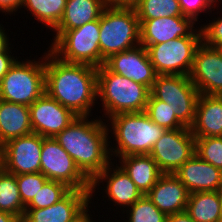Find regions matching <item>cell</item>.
<instances>
[{"label": "cell", "instance_id": "cell-13", "mask_svg": "<svg viewBox=\"0 0 222 222\" xmlns=\"http://www.w3.org/2000/svg\"><path fill=\"white\" fill-rule=\"evenodd\" d=\"M90 190L71 189L57 203L46 208H25L21 222H75L91 204Z\"/></svg>", "mask_w": 222, "mask_h": 222}, {"label": "cell", "instance_id": "cell-27", "mask_svg": "<svg viewBox=\"0 0 222 222\" xmlns=\"http://www.w3.org/2000/svg\"><path fill=\"white\" fill-rule=\"evenodd\" d=\"M0 211L11 213L21 221L25 215L16 175L8 173L0 166Z\"/></svg>", "mask_w": 222, "mask_h": 222}, {"label": "cell", "instance_id": "cell-30", "mask_svg": "<svg viewBox=\"0 0 222 222\" xmlns=\"http://www.w3.org/2000/svg\"><path fill=\"white\" fill-rule=\"evenodd\" d=\"M128 222H166L167 215L160 211L147 197L143 195L139 200L127 208Z\"/></svg>", "mask_w": 222, "mask_h": 222}, {"label": "cell", "instance_id": "cell-43", "mask_svg": "<svg viewBox=\"0 0 222 222\" xmlns=\"http://www.w3.org/2000/svg\"><path fill=\"white\" fill-rule=\"evenodd\" d=\"M220 197H221V208H220V219H219V222H222V189L220 190Z\"/></svg>", "mask_w": 222, "mask_h": 222}, {"label": "cell", "instance_id": "cell-2", "mask_svg": "<svg viewBox=\"0 0 222 222\" xmlns=\"http://www.w3.org/2000/svg\"><path fill=\"white\" fill-rule=\"evenodd\" d=\"M88 118L90 116H77L55 139L80 171L92 181L113 159L109 151L111 137L108 126L102 121L105 119L99 116L89 121Z\"/></svg>", "mask_w": 222, "mask_h": 222}, {"label": "cell", "instance_id": "cell-21", "mask_svg": "<svg viewBox=\"0 0 222 222\" xmlns=\"http://www.w3.org/2000/svg\"><path fill=\"white\" fill-rule=\"evenodd\" d=\"M190 130L195 138L222 136V95L200 94Z\"/></svg>", "mask_w": 222, "mask_h": 222}, {"label": "cell", "instance_id": "cell-38", "mask_svg": "<svg viewBox=\"0 0 222 222\" xmlns=\"http://www.w3.org/2000/svg\"><path fill=\"white\" fill-rule=\"evenodd\" d=\"M108 7L134 8L140 0H104Z\"/></svg>", "mask_w": 222, "mask_h": 222}, {"label": "cell", "instance_id": "cell-42", "mask_svg": "<svg viewBox=\"0 0 222 222\" xmlns=\"http://www.w3.org/2000/svg\"><path fill=\"white\" fill-rule=\"evenodd\" d=\"M88 212L91 211H86L81 217H79L75 222H95L92 217H90L91 214ZM92 219V220H91Z\"/></svg>", "mask_w": 222, "mask_h": 222}, {"label": "cell", "instance_id": "cell-25", "mask_svg": "<svg viewBox=\"0 0 222 222\" xmlns=\"http://www.w3.org/2000/svg\"><path fill=\"white\" fill-rule=\"evenodd\" d=\"M221 208L220 191L189 194L186 212L195 222H219Z\"/></svg>", "mask_w": 222, "mask_h": 222}, {"label": "cell", "instance_id": "cell-34", "mask_svg": "<svg viewBox=\"0 0 222 222\" xmlns=\"http://www.w3.org/2000/svg\"><path fill=\"white\" fill-rule=\"evenodd\" d=\"M182 10V14L187 17H191L195 22H198L199 15L201 13H210L212 9L216 8L215 4L222 0H178ZM209 10V11H208Z\"/></svg>", "mask_w": 222, "mask_h": 222}, {"label": "cell", "instance_id": "cell-36", "mask_svg": "<svg viewBox=\"0 0 222 222\" xmlns=\"http://www.w3.org/2000/svg\"><path fill=\"white\" fill-rule=\"evenodd\" d=\"M10 53L12 54L10 47H8L4 52H0V81L18 59L17 56L15 59V56Z\"/></svg>", "mask_w": 222, "mask_h": 222}, {"label": "cell", "instance_id": "cell-39", "mask_svg": "<svg viewBox=\"0 0 222 222\" xmlns=\"http://www.w3.org/2000/svg\"><path fill=\"white\" fill-rule=\"evenodd\" d=\"M166 222H195L186 212L167 215Z\"/></svg>", "mask_w": 222, "mask_h": 222}, {"label": "cell", "instance_id": "cell-22", "mask_svg": "<svg viewBox=\"0 0 222 222\" xmlns=\"http://www.w3.org/2000/svg\"><path fill=\"white\" fill-rule=\"evenodd\" d=\"M31 133L29 106L0 99V147L11 139Z\"/></svg>", "mask_w": 222, "mask_h": 222}, {"label": "cell", "instance_id": "cell-10", "mask_svg": "<svg viewBox=\"0 0 222 222\" xmlns=\"http://www.w3.org/2000/svg\"><path fill=\"white\" fill-rule=\"evenodd\" d=\"M40 172L48 180L63 182L71 189H91V181L55 138L43 137Z\"/></svg>", "mask_w": 222, "mask_h": 222}, {"label": "cell", "instance_id": "cell-1", "mask_svg": "<svg viewBox=\"0 0 222 222\" xmlns=\"http://www.w3.org/2000/svg\"><path fill=\"white\" fill-rule=\"evenodd\" d=\"M46 93L77 116H92L97 101V68L60 60L45 52Z\"/></svg>", "mask_w": 222, "mask_h": 222}, {"label": "cell", "instance_id": "cell-5", "mask_svg": "<svg viewBox=\"0 0 222 222\" xmlns=\"http://www.w3.org/2000/svg\"><path fill=\"white\" fill-rule=\"evenodd\" d=\"M99 26L101 66L110 56L140 44V23L134 8L106 6Z\"/></svg>", "mask_w": 222, "mask_h": 222}, {"label": "cell", "instance_id": "cell-17", "mask_svg": "<svg viewBox=\"0 0 222 222\" xmlns=\"http://www.w3.org/2000/svg\"><path fill=\"white\" fill-rule=\"evenodd\" d=\"M103 181L106 183V187ZM100 183H103L102 185L104 186V189L101 190H105L106 197H108L109 201L114 202L116 207L120 205V208L122 206L123 209H127L143 196L124 170L118 164L114 166L112 161L91 181V201L93 193Z\"/></svg>", "mask_w": 222, "mask_h": 222}, {"label": "cell", "instance_id": "cell-33", "mask_svg": "<svg viewBox=\"0 0 222 222\" xmlns=\"http://www.w3.org/2000/svg\"><path fill=\"white\" fill-rule=\"evenodd\" d=\"M16 181L23 205L26 207L48 179L41 172H37L16 175Z\"/></svg>", "mask_w": 222, "mask_h": 222}, {"label": "cell", "instance_id": "cell-20", "mask_svg": "<svg viewBox=\"0 0 222 222\" xmlns=\"http://www.w3.org/2000/svg\"><path fill=\"white\" fill-rule=\"evenodd\" d=\"M189 192L174 174H163L146 194L166 215L186 211Z\"/></svg>", "mask_w": 222, "mask_h": 222}, {"label": "cell", "instance_id": "cell-24", "mask_svg": "<svg viewBox=\"0 0 222 222\" xmlns=\"http://www.w3.org/2000/svg\"><path fill=\"white\" fill-rule=\"evenodd\" d=\"M104 0H67L64 14L54 30H72L100 18Z\"/></svg>", "mask_w": 222, "mask_h": 222}, {"label": "cell", "instance_id": "cell-41", "mask_svg": "<svg viewBox=\"0 0 222 222\" xmlns=\"http://www.w3.org/2000/svg\"><path fill=\"white\" fill-rule=\"evenodd\" d=\"M0 222H21V220L11 213L0 211Z\"/></svg>", "mask_w": 222, "mask_h": 222}, {"label": "cell", "instance_id": "cell-37", "mask_svg": "<svg viewBox=\"0 0 222 222\" xmlns=\"http://www.w3.org/2000/svg\"><path fill=\"white\" fill-rule=\"evenodd\" d=\"M23 0H0V11L6 14H13L20 10ZM7 12V13H6Z\"/></svg>", "mask_w": 222, "mask_h": 222}, {"label": "cell", "instance_id": "cell-23", "mask_svg": "<svg viewBox=\"0 0 222 222\" xmlns=\"http://www.w3.org/2000/svg\"><path fill=\"white\" fill-rule=\"evenodd\" d=\"M118 162L142 195H146L163 175L149 154L128 155L119 158Z\"/></svg>", "mask_w": 222, "mask_h": 222}, {"label": "cell", "instance_id": "cell-31", "mask_svg": "<svg viewBox=\"0 0 222 222\" xmlns=\"http://www.w3.org/2000/svg\"><path fill=\"white\" fill-rule=\"evenodd\" d=\"M71 190L65 183L48 180L25 208H46L62 199Z\"/></svg>", "mask_w": 222, "mask_h": 222}, {"label": "cell", "instance_id": "cell-29", "mask_svg": "<svg viewBox=\"0 0 222 222\" xmlns=\"http://www.w3.org/2000/svg\"><path fill=\"white\" fill-rule=\"evenodd\" d=\"M149 118L157 125L166 130L184 128L185 126L176 118L170 105L164 101L157 100L151 94L149 95L146 109L144 111Z\"/></svg>", "mask_w": 222, "mask_h": 222}, {"label": "cell", "instance_id": "cell-7", "mask_svg": "<svg viewBox=\"0 0 222 222\" xmlns=\"http://www.w3.org/2000/svg\"><path fill=\"white\" fill-rule=\"evenodd\" d=\"M39 58L15 61L0 81L1 100L30 106L45 93V55Z\"/></svg>", "mask_w": 222, "mask_h": 222}, {"label": "cell", "instance_id": "cell-18", "mask_svg": "<svg viewBox=\"0 0 222 222\" xmlns=\"http://www.w3.org/2000/svg\"><path fill=\"white\" fill-rule=\"evenodd\" d=\"M140 44L146 49L150 45L170 42L173 39L189 36L196 22L187 16L162 17L151 20H139Z\"/></svg>", "mask_w": 222, "mask_h": 222}, {"label": "cell", "instance_id": "cell-8", "mask_svg": "<svg viewBox=\"0 0 222 222\" xmlns=\"http://www.w3.org/2000/svg\"><path fill=\"white\" fill-rule=\"evenodd\" d=\"M198 28L187 37L150 45L147 48L150 61L158 75H190L195 51L202 42L201 28Z\"/></svg>", "mask_w": 222, "mask_h": 222}, {"label": "cell", "instance_id": "cell-28", "mask_svg": "<svg viewBox=\"0 0 222 222\" xmlns=\"http://www.w3.org/2000/svg\"><path fill=\"white\" fill-rule=\"evenodd\" d=\"M134 9L139 20L184 16L178 0H140Z\"/></svg>", "mask_w": 222, "mask_h": 222}, {"label": "cell", "instance_id": "cell-40", "mask_svg": "<svg viewBox=\"0 0 222 222\" xmlns=\"http://www.w3.org/2000/svg\"><path fill=\"white\" fill-rule=\"evenodd\" d=\"M0 24V52H4L11 44L9 42V36L5 32L3 25Z\"/></svg>", "mask_w": 222, "mask_h": 222}, {"label": "cell", "instance_id": "cell-16", "mask_svg": "<svg viewBox=\"0 0 222 222\" xmlns=\"http://www.w3.org/2000/svg\"><path fill=\"white\" fill-rule=\"evenodd\" d=\"M189 77L200 94L222 95V54L201 42Z\"/></svg>", "mask_w": 222, "mask_h": 222}, {"label": "cell", "instance_id": "cell-26", "mask_svg": "<svg viewBox=\"0 0 222 222\" xmlns=\"http://www.w3.org/2000/svg\"><path fill=\"white\" fill-rule=\"evenodd\" d=\"M66 1L67 0H23L21 8L30 11L38 22L53 31L63 17Z\"/></svg>", "mask_w": 222, "mask_h": 222}, {"label": "cell", "instance_id": "cell-19", "mask_svg": "<svg viewBox=\"0 0 222 222\" xmlns=\"http://www.w3.org/2000/svg\"><path fill=\"white\" fill-rule=\"evenodd\" d=\"M174 175L190 194L222 189V170L202 160L196 154L188 159Z\"/></svg>", "mask_w": 222, "mask_h": 222}, {"label": "cell", "instance_id": "cell-9", "mask_svg": "<svg viewBox=\"0 0 222 222\" xmlns=\"http://www.w3.org/2000/svg\"><path fill=\"white\" fill-rule=\"evenodd\" d=\"M150 94L164 101L175 112L176 118L190 128L195 119L200 92L186 75H157Z\"/></svg>", "mask_w": 222, "mask_h": 222}, {"label": "cell", "instance_id": "cell-44", "mask_svg": "<svg viewBox=\"0 0 222 222\" xmlns=\"http://www.w3.org/2000/svg\"><path fill=\"white\" fill-rule=\"evenodd\" d=\"M216 49L222 54V43H220Z\"/></svg>", "mask_w": 222, "mask_h": 222}, {"label": "cell", "instance_id": "cell-35", "mask_svg": "<svg viewBox=\"0 0 222 222\" xmlns=\"http://www.w3.org/2000/svg\"><path fill=\"white\" fill-rule=\"evenodd\" d=\"M215 19V20H214ZM207 25L201 24L202 42L210 47L216 48L222 43V17L214 18ZM211 22V23H210Z\"/></svg>", "mask_w": 222, "mask_h": 222}, {"label": "cell", "instance_id": "cell-3", "mask_svg": "<svg viewBox=\"0 0 222 222\" xmlns=\"http://www.w3.org/2000/svg\"><path fill=\"white\" fill-rule=\"evenodd\" d=\"M105 120L110 122L107 124L108 131L114 134L113 141H116L115 146L109 148L113 159L114 156L121 158L128 155L150 154L153 145L166 131L154 123L145 112L121 113Z\"/></svg>", "mask_w": 222, "mask_h": 222}, {"label": "cell", "instance_id": "cell-4", "mask_svg": "<svg viewBox=\"0 0 222 222\" xmlns=\"http://www.w3.org/2000/svg\"><path fill=\"white\" fill-rule=\"evenodd\" d=\"M149 95L145 85L111 72L104 65L97 68V99L102 102L104 118L144 112Z\"/></svg>", "mask_w": 222, "mask_h": 222}, {"label": "cell", "instance_id": "cell-6", "mask_svg": "<svg viewBox=\"0 0 222 222\" xmlns=\"http://www.w3.org/2000/svg\"><path fill=\"white\" fill-rule=\"evenodd\" d=\"M56 34L50 51L60 60L68 63L101 66L99 47V19L72 30H54Z\"/></svg>", "mask_w": 222, "mask_h": 222}, {"label": "cell", "instance_id": "cell-15", "mask_svg": "<svg viewBox=\"0 0 222 222\" xmlns=\"http://www.w3.org/2000/svg\"><path fill=\"white\" fill-rule=\"evenodd\" d=\"M104 66L111 72L145 85L149 90L158 75L147 49L141 44L110 56L105 60Z\"/></svg>", "mask_w": 222, "mask_h": 222}, {"label": "cell", "instance_id": "cell-14", "mask_svg": "<svg viewBox=\"0 0 222 222\" xmlns=\"http://www.w3.org/2000/svg\"><path fill=\"white\" fill-rule=\"evenodd\" d=\"M29 109L32 131L42 137L55 138L77 118V115L46 92Z\"/></svg>", "mask_w": 222, "mask_h": 222}, {"label": "cell", "instance_id": "cell-32", "mask_svg": "<svg viewBox=\"0 0 222 222\" xmlns=\"http://www.w3.org/2000/svg\"><path fill=\"white\" fill-rule=\"evenodd\" d=\"M195 154L222 170V136L195 138Z\"/></svg>", "mask_w": 222, "mask_h": 222}, {"label": "cell", "instance_id": "cell-12", "mask_svg": "<svg viewBox=\"0 0 222 222\" xmlns=\"http://www.w3.org/2000/svg\"><path fill=\"white\" fill-rule=\"evenodd\" d=\"M42 143L37 133L9 140L0 147V166L14 175L40 172Z\"/></svg>", "mask_w": 222, "mask_h": 222}, {"label": "cell", "instance_id": "cell-11", "mask_svg": "<svg viewBox=\"0 0 222 222\" xmlns=\"http://www.w3.org/2000/svg\"><path fill=\"white\" fill-rule=\"evenodd\" d=\"M195 153V137L184 127L166 130L149 155L163 174H174Z\"/></svg>", "mask_w": 222, "mask_h": 222}]
</instances>
